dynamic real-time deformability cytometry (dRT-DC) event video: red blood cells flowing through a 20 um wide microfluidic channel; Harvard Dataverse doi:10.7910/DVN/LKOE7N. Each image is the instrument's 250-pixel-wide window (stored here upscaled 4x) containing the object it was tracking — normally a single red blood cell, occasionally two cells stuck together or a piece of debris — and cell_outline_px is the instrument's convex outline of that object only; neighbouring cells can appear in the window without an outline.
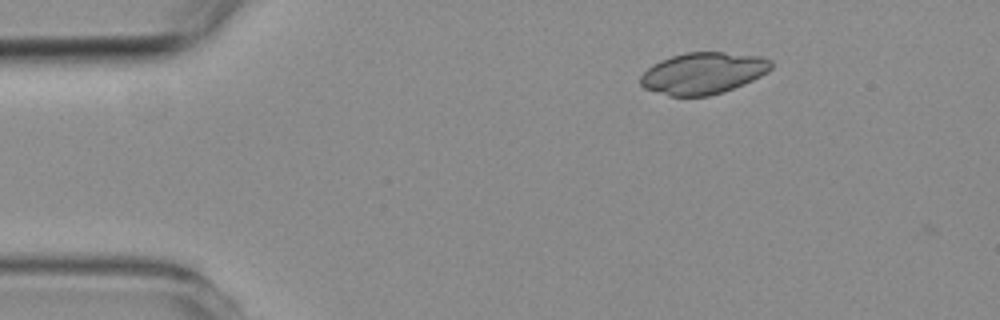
{"species": "common noctule bat (a hibernating species)", "species_latin": "Nyctalus noctula", "temperature_condition": "room temperature", "stored_images_in_passage": 5, "camera_frame_rate_fps": 3000, "um_per_image_px": 0.085, "animal": {"sex": "female", "body_mass_g": 19.3, "forearm_length_mm": 54.1}, "frame": {"image": 1, "passage_image": 5, "time_ms": 4.667, "image_size_px": [1000, 320], "cell_outline_px": [[772, 68], [768, 72], [744, 84], [724, 92], [708, 96], [668, 96], [644, 88], [640, 84], [640, 76], [652, 64], [660, 60], [684, 52], [724, 52], [760, 56], [772, 60]], "centroid_in_image_um": [59.76, 6.22], "position_along_channel_um": 25.2, "area_um2": 31.85}}